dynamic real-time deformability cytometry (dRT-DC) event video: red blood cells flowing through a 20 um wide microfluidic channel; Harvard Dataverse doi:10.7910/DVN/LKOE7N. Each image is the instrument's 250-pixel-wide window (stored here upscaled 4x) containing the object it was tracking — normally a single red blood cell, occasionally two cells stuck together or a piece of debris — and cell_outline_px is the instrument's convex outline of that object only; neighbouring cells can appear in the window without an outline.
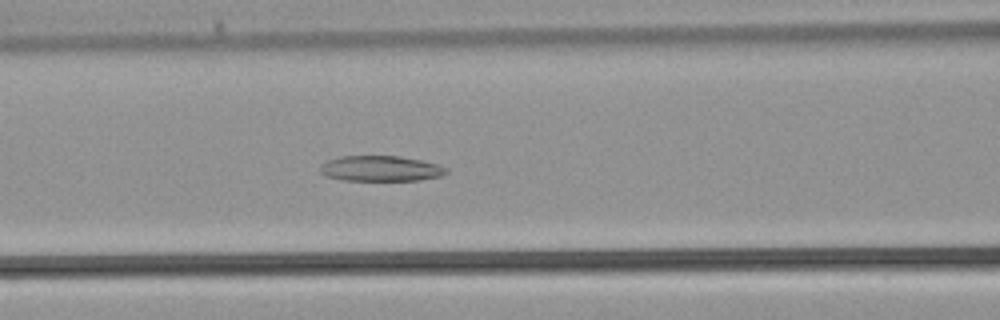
{"species": "common noctule bat (a hibernating species)", "species_latin": "Nyctalus noctula", "temperature_condition": "warm", "stored_images_in_passage": 32, "camera_frame_rate_fps": 3000, "um_per_image_px": 0.085, "animal": {"sex": "male", "body_mass_g": 21.5, "forearm_length_mm": 52.0}, "frame": {"image": 1, "passage_image": 13, "time_ms": 4.0, "image_size_px": [1000, 320], "cell_outline_px": [[448, 172], [440, 176], [420, 180], [344, 180], [324, 176], [320, 172], [320, 168], [328, 160], [340, 156], [400, 156], [420, 160], [436, 164], [448, 168]], "centroid_in_image_um": [32.36, 14.33], "position_along_channel_um": 134.2, "area_um2": 18.61}}
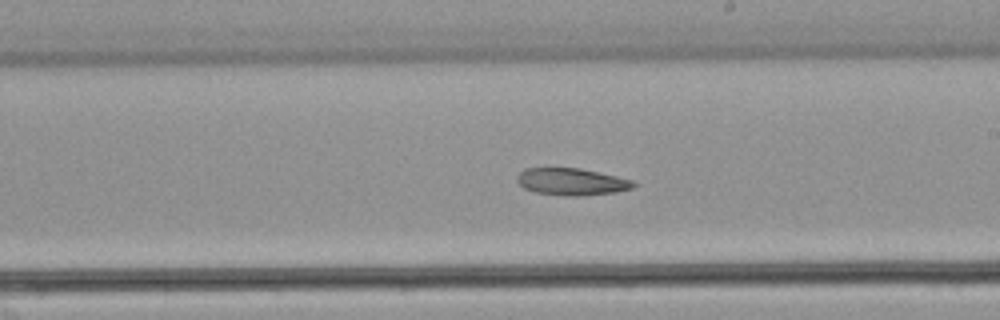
{"frame": {"image": 2, "passage_image": 19, "time_ms": 6.0, "image_size_px": [1000, 320], "cell_outline_px": [[636, 184], [632, 188], [616, 192], [584, 196], [564, 196], [536, 192], [524, 188], [516, 180], [516, 176], [524, 168], [552, 164], [580, 168], [636, 180]], "centroid_in_image_um": [48.54, 15.39], "position_along_channel_um": 240.5, "area_um2": 19.36}}
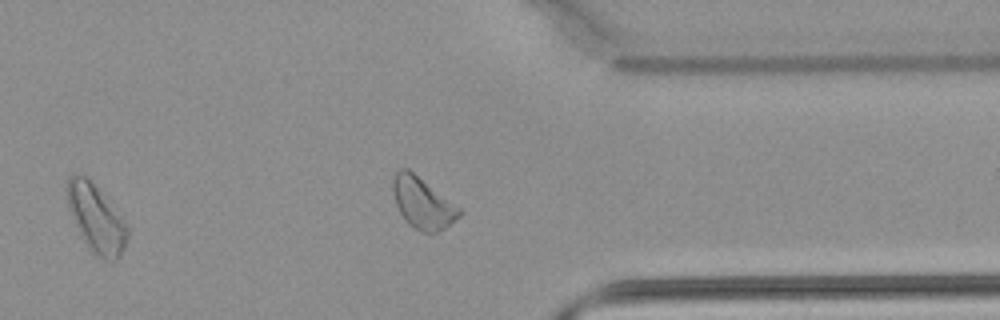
{"frame": {"image": 3, "passage_image": 27, "time_ms": 8.667, "image_size_px": [1000, 320], "cell_outline_px": [[128, 236], [124, 248], [120, 256], [116, 260], [104, 260], [96, 256], [88, 248], [68, 208], [68, 180], [76, 172], [84, 176], [100, 192], [120, 216], [128, 228]], "centroid_in_image_um": [8.18, 18.63], "position_along_channel_um": 403.2, "area_um2": 22.89}}